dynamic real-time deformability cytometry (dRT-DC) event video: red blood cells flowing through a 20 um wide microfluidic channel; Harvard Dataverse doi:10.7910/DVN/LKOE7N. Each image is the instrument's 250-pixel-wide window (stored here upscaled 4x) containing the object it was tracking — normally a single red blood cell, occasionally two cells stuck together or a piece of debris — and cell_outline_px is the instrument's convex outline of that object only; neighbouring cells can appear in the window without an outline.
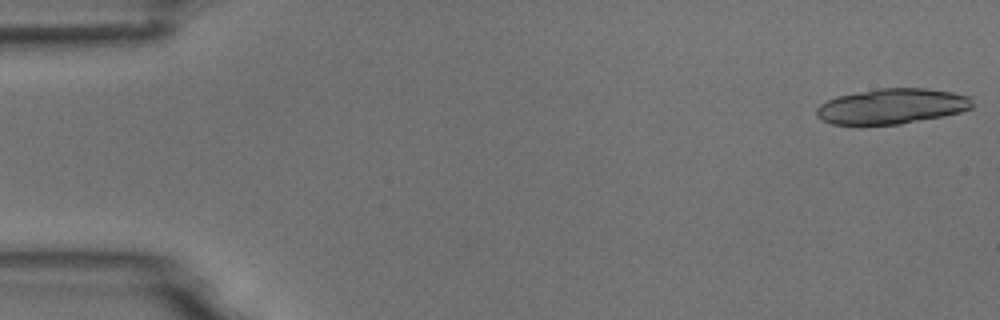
{"species": "common noctule bat (a hibernating species)", "species_latin": "Nyctalus noctula", "temperature_condition": "room temperature", "stored_images_in_passage": 9, "camera_frame_rate_fps": 3000, "um_per_image_px": 0.085, "animal": {"sex": "male", "body_mass_g": 18.8}, "frame": {"image": 1, "passage_image": 1, "time_ms": 0.0, "image_size_px": [1000, 320], "cell_outline_px": [[972, 108], [960, 112], [944, 116], [900, 124], [832, 124], [816, 116], [816, 108], [820, 104], [836, 96], [880, 88], [924, 88], [952, 92], [968, 96], [972, 104]], "centroid_in_image_um": [75.8, 9.03], "position_along_channel_um": 9.2, "area_um2": 31.85}}